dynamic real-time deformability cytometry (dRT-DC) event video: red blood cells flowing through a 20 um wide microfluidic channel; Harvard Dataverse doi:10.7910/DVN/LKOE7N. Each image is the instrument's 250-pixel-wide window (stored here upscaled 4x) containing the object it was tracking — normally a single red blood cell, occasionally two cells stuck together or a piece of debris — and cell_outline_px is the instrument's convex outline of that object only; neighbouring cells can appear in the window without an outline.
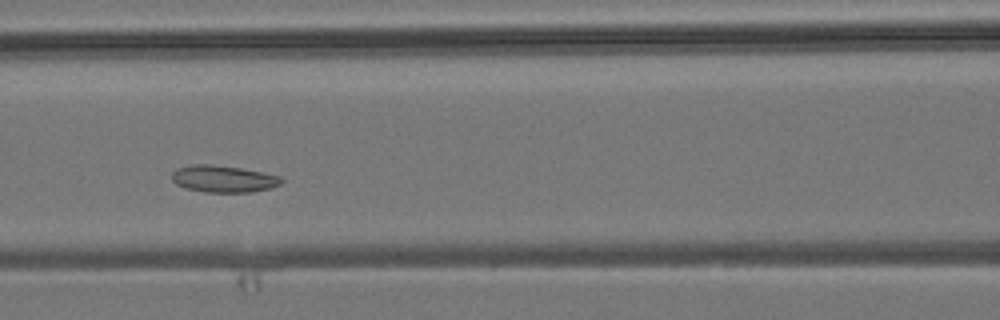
{"species": "common noctule bat (a hibernating species)", "species_latin": "Nyctalus noctula", "temperature_condition": "room temperature", "stored_images_in_passage": 7, "camera_frame_rate_fps": 3000, "um_per_image_px": 0.085, "animal": {"sex": "male", "body_mass_g": 19.2, "forearm_length_mm": 51.8}, "frame": {"image": 1, "passage_image": 5, "time_ms": 4.667, "image_size_px": [1000, 320], "cell_outline_px": [[284, 180], [280, 184], [272, 188], [252, 192], [204, 192], [188, 188], [176, 184], [172, 180], [172, 172], [176, 168], [192, 164], [212, 164], [240, 168], [280, 176]], "centroid_in_image_um": [18.99, 15.2], "position_along_channel_um": 147.6, "area_um2": 17.17}}
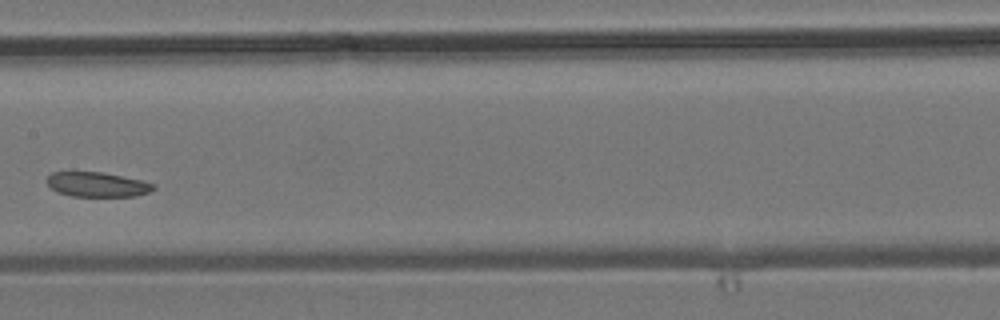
{"frame": {"image": 2, "passage_image": 6, "time_ms": 6.0, "image_size_px": [1000, 320], "cell_outline_px": [[156, 188], [148, 192], [136, 196], [72, 196], [56, 192], [48, 184], [48, 176], [52, 172], [100, 172], [140, 180], [156, 184]], "centroid_in_image_um": [8.27, 15.69], "position_along_channel_um": 199.1, "area_um2": 15.14}}
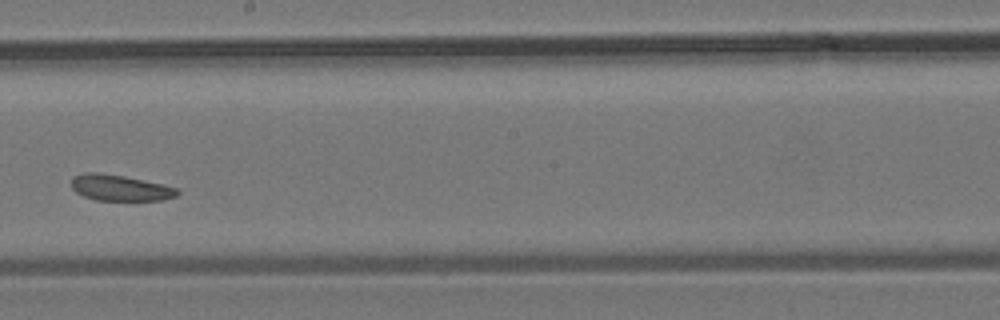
{"frame": {"image": 3, "passage_image": 7, "time_ms": 7.0, "image_size_px": [1000, 320], "cell_outline_px": [[180, 192], [176, 196], [164, 200], [96, 200], [84, 196], [76, 192], [72, 188], [72, 176], [84, 172], [96, 172], [124, 176], [160, 184], [176, 188]], "centroid_in_image_um": [10.17, 15.96], "position_along_channel_um": 238.0, "area_um2": 15.9}}